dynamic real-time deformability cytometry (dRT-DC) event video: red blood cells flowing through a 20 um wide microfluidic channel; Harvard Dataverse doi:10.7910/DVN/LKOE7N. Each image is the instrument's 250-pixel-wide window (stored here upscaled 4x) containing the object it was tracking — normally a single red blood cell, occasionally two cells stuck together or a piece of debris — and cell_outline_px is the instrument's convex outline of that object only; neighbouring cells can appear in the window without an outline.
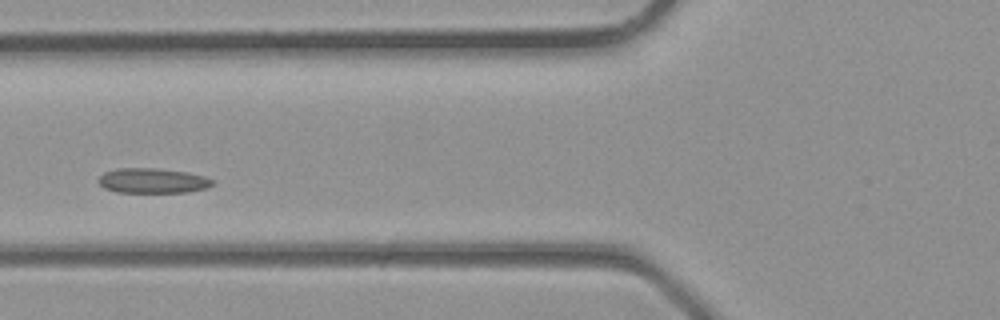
{"species": "common noctule bat (a hibernating species)", "species_latin": "Nyctalus noctula", "temperature_condition": "room temperature", "stored_images_in_passage": 3, "camera_frame_rate_fps": 3000, "um_per_image_px": 0.085, "animal": {"sex": "male", "body_mass_g": 23.1, "forearm_length_mm": 52.7}, "frame": {"image": 1, "passage_image": 3, "time_ms": 0.667, "image_size_px": [1000, 320], "cell_outline_px": [[216, 184], [208, 188], [188, 192], [116, 192], [104, 188], [96, 180], [104, 172], [116, 168], [156, 168], [188, 172], [204, 176], [216, 180]], "centroid_in_image_um": [13.01, 15.36], "position_along_channel_um": 112.8, "area_um2": 16.88}}